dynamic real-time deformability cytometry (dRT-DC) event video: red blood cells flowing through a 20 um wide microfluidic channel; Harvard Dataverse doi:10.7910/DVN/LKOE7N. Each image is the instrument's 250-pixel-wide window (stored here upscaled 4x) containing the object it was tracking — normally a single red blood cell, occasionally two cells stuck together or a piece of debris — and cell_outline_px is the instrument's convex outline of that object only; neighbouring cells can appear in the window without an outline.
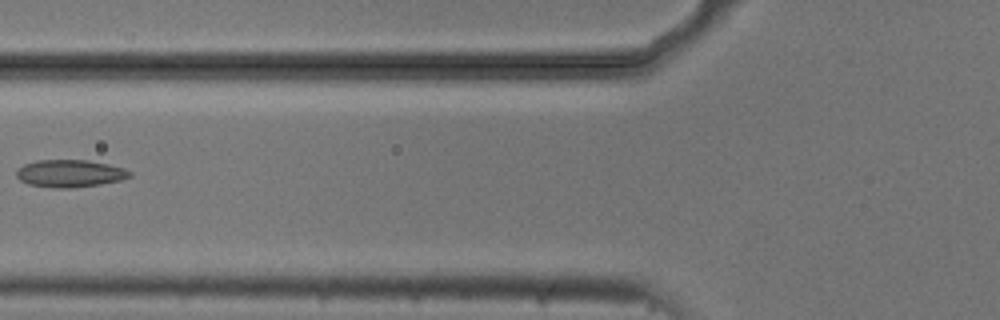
{"species": "common noctule bat (a hibernating species)", "species_latin": "Nyctalus noctula", "temperature_condition": "cold", "stored_images_in_passage": 7, "camera_frame_rate_fps": 3000, "um_per_image_px": 0.085, "animal": {"sex": "male", "body_mass_g": 20.5, "forearm_length_mm": 52.5}, "frame": {"image": 1, "passage_image": 5, "time_ms": 1.333, "image_size_px": [1000, 320], "cell_outline_px": [[132, 176], [120, 180], [100, 184], [72, 188], [52, 188], [28, 184], [20, 180], [16, 176], [16, 168], [24, 164], [36, 160], [88, 160], [108, 164], [124, 168], [132, 172]], "centroid_in_image_um": [5.92, 14.74], "position_along_channel_um": 119.9, "area_um2": 18.26}}
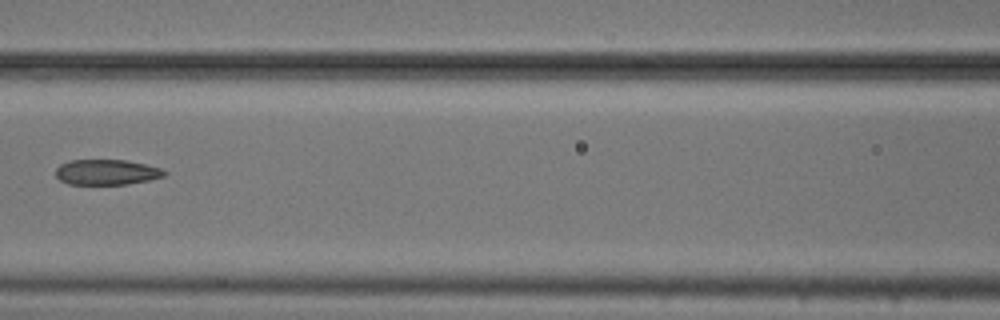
{"frame": {"image": 2, "passage_image": 6, "time_ms": 1.667, "image_size_px": [1000, 320], "cell_outline_px": [[168, 172], [164, 176], [148, 180], [128, 184], [68, 184], [60, 180], [56, 176], [56, 168], [60, 164], [72, 160], [124, 160], [144, 164], [160, 168]], "centroid_in_image_um": [9.05, 14.63], "position_along_channel_um": 157.6, "area_um2": 15.95}}
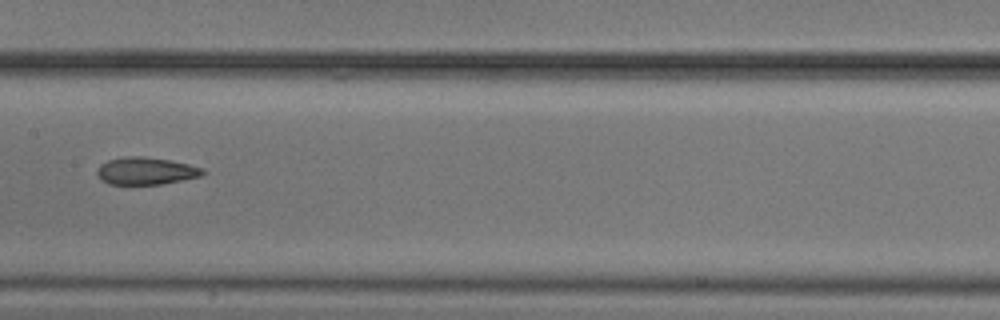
{"frame": {"image": 3, "passage_image": 7, "time_ms": 2.0, "image_size_px": [1000, 320], "cell_outline_px": [[208, 172], [200, 176], [160, 184], [108, 184], [100, 180], [96, 172], [100, 164], [108, 160], [124, 156], [144, 156], [168, 160], [188, 164], [204, 168]], "centroid_in_image_um": [12.38, 14.52], "position_along_channel_um": 195.0, "area_um2": 16.88}}